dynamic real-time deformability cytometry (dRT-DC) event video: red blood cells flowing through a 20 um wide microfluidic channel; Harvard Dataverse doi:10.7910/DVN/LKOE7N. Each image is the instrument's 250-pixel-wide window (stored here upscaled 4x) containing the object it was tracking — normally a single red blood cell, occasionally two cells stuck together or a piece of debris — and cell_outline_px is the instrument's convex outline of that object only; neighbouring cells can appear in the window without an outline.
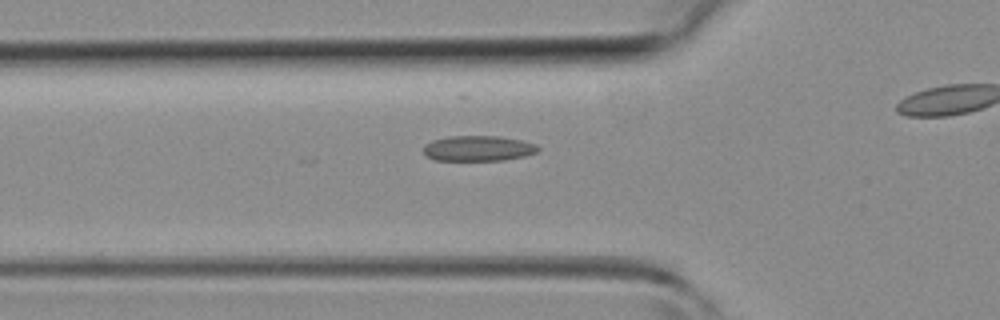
{"species": "common noctule bat (a hibernating species)", "species_latin": "Nyctalus noctula", "temperature_condition": "room temperature", "stored_images_in_passage": 35, "camera_frame_rate_fps": 3000, "um_per_image_px": 0.085, "animal": {"sex": "female", "body_mass_g": 19.3, "forearm_length_mm": 54.1}, "frame": {"image": 1, "passage_image": 15, "time_ms": 4.667, "image_size_px": [1000, 320], "cell_outline_px": [[540, 148], [536, 152], [524, 156], [504, 160], [436, 160], [428, 156], [424, 152], [424, 144], [432, 140], [448, 136], [500, 136], [520, 140], [536, 144]], "centroid_in_image_um": [40.64, 12.6], "position_along_channel_um": 85.2, "area_um2": 16.88}}
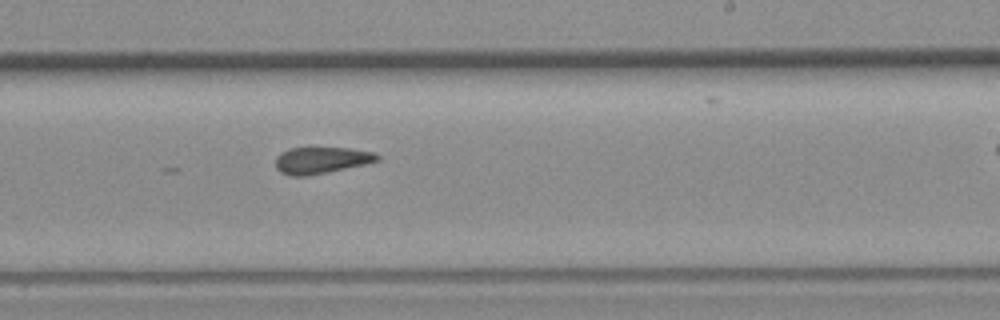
{"frame": {"image": 2, "passage_image": 26, "time_ms": 8.333, "image_size_px": [1000, 320], "cell_outline_px": [[380, 160], [364, 164], [308, 176], [288, 176], [280, 172], [276, 168], [276, 156], [280, 152], [288, 148], [348, 148], [372, 152], [380, 156]], "centroid_in_image_um": [27.26, 13.62], "position_along_channel_um": 261.7, "area_um2": 15.72}}
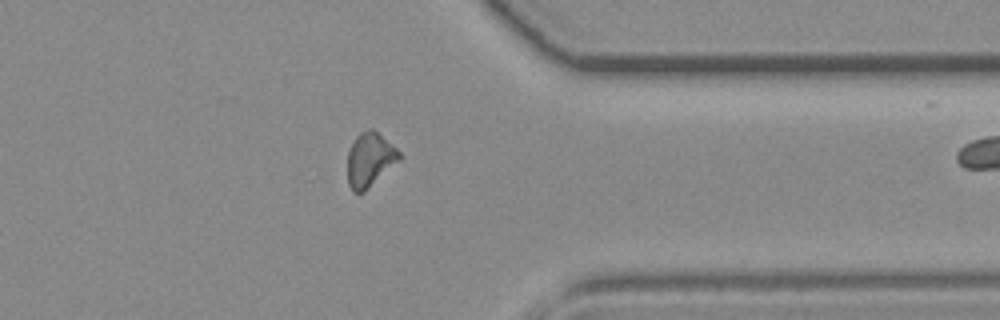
{"frame": {"image": 3, "passage_image": 34, "time_ms": 11.0, "image_size_px": [1000, 320], "cell_outline_px": [[400, 160], [364, 192], [352, 192], [348, 184], [348, 152], [356, 136], [360, 132], [368, 128], [372, 128], [396, 148], [400, 152]], "centroid_in_image_um": [31.42, 13.57], "position_along_channel_um": 380.0, "area_um2": 16.18}}